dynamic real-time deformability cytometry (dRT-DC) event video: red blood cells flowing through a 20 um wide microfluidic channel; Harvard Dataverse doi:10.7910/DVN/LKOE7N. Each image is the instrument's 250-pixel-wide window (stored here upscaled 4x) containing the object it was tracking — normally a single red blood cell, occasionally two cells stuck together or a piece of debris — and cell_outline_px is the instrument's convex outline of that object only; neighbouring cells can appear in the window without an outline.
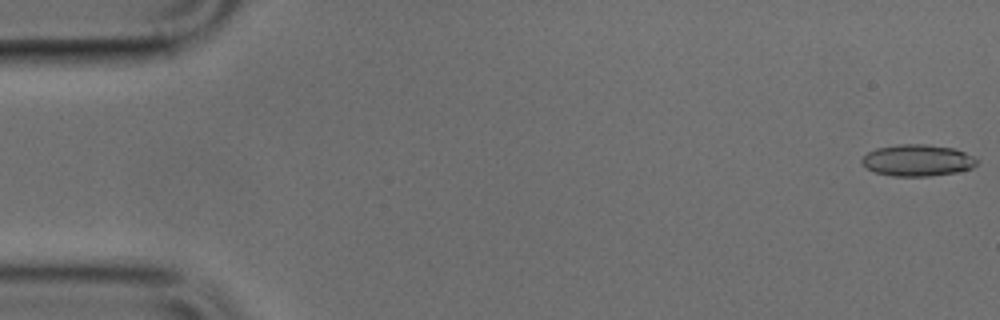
{"species": "common noctule bat (a hibernating species)", "species_latin": "Nyctalus noctula", "temperature_condition": "cold", "stored_images_in_passage": 50, "camera_frame_rate_fps": 3000, "um_per_image_px": 0.085, "animal": {"sex": "male", "body_mass_g": 17.9, "forearm_length_mm": 54.2}, "frame": {"image": 1, "passage_image": 1, "time_ms": 0.0, "image_size_px": [1000, 320], "cell_outline_px": [[980, 160], [972, 168], [956, 172], [928, 176], [892, 176], [876, 172], [868, 168], [860, 160], [868, 152], [876, 148], [900, 144], [924, 144], [956, 148]], "centroid_in_image_um": [78.01, 13.62], "position_along_channel_um": 7.0, "area_um2": 21.1}}
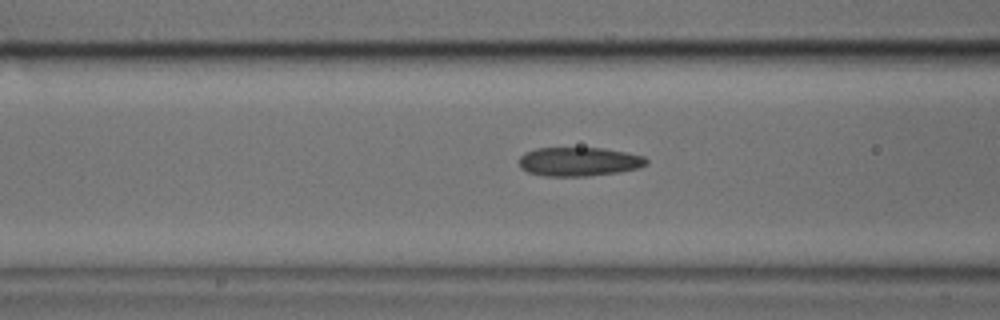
{"frame": {"image": 2, "passage_image": 19, "time_ms": 6.0, "image_size_px": [1000, 320], "cell_outline_px": [[648, 164], [640, 168], [620, 172], [588, 176], [548, 176], [528, 172], [520, 168], [520, 156], [524, 152], [536, 148], [604, 148], [644, 156], [648, 160]], "centroid_in_image_um": [49.23, 13.74], "position_along_channel_um": 117.4, "area_um2": 21.56}}
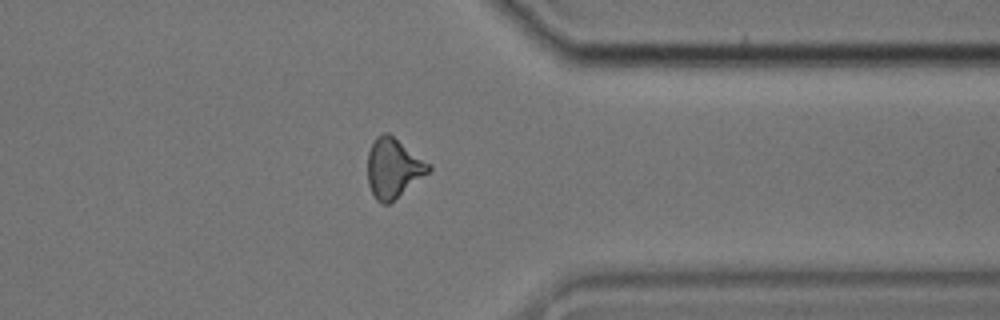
{"frame": {"image": 3, "passage_image": 39, "time_ms": 12.667, "image_size_px": [1000, 320], "cell_outline_px": [[432, 168], [428, 172], [388, 204], [384, 204], [376, 200], [368, 184], [368, 152], [376, 136], [384, 132], [388, 132], [432, 164]], "centroid_in_image_um": [33.43, 14.25], "position_along_channel_um": 378.0, "area_um2": 20.98}}